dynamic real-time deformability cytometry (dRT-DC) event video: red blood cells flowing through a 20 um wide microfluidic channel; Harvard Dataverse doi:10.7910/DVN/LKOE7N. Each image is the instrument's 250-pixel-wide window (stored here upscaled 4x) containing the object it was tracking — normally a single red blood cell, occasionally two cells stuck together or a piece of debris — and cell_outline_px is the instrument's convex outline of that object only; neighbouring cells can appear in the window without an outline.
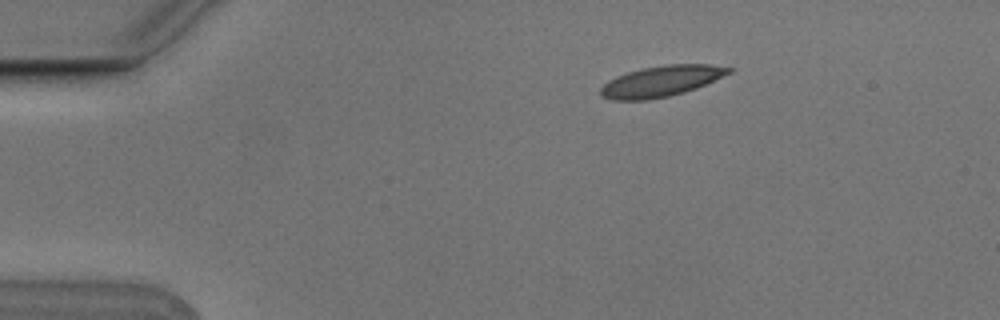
{"species": "Egyptian fruit bat (a non-hibernating species)", "species_latin": "Rousettus aegyptiacus", "temperature_condition": "cold", "stored_images_in_passage": 5, "camera_frame_rate_fps": 3000, "um_per_image_px": 0.085, "animal": {"sex": "male"}, "frame": {"image": 1, "passage_image": 5, "time_ms": 1.333, "image_size_px": [1000, 320], "cell_outline_px": [[732, 72], [696, 88], [684, 92], [668, 96], [648, 100], [612, 100], [600, 96], [600, 88], [608, 80], [616, 76], [640, 68], [668, 64], [708, 64], [732, 68]], "centroid_in_image_um": [56.16, 6.9], "position_along_channel_um": 28.8, "area_um2": 23.0}}